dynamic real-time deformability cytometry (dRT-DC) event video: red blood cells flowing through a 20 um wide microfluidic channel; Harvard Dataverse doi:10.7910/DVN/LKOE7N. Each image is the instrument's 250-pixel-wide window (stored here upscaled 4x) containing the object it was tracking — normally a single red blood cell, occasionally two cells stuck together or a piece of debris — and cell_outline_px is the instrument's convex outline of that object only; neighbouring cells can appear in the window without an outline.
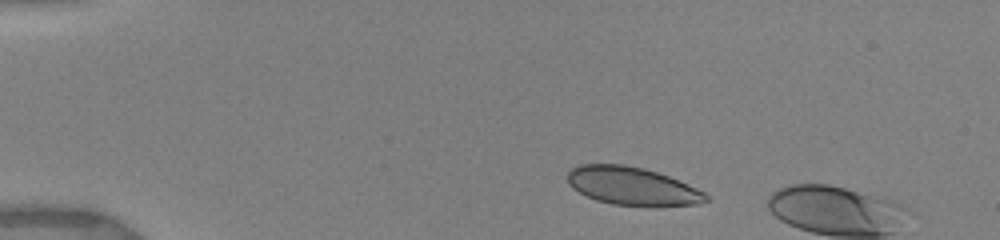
{"species": "human", "species_latin": "Homo sapiens", "temperature_condition": "warm", "stored_images_in_passage": 5, "camera_frame_rate_fps": 3000, "um_per_image_px": 0.085, "donor": {"sex": "female"}, "frame": {"image": 1, "passage_image": 3, "time_ms": 1.0, "image_size_px": [1000, 240], "cell_outline_px": [[712, 200], [700, 204], [660, 208], [648, 208], [612, 204], [596, 200], [572, 188], [568, 184], [568, 172], [572, 168], [580, 164], [624, 164], [644, 168], [668, 176], [688, 184], [704, 192]], "centroid_in_image_um": [53.81, 15.86], "position_along_channel_um": 31.2, "area_um2": 31.5}}